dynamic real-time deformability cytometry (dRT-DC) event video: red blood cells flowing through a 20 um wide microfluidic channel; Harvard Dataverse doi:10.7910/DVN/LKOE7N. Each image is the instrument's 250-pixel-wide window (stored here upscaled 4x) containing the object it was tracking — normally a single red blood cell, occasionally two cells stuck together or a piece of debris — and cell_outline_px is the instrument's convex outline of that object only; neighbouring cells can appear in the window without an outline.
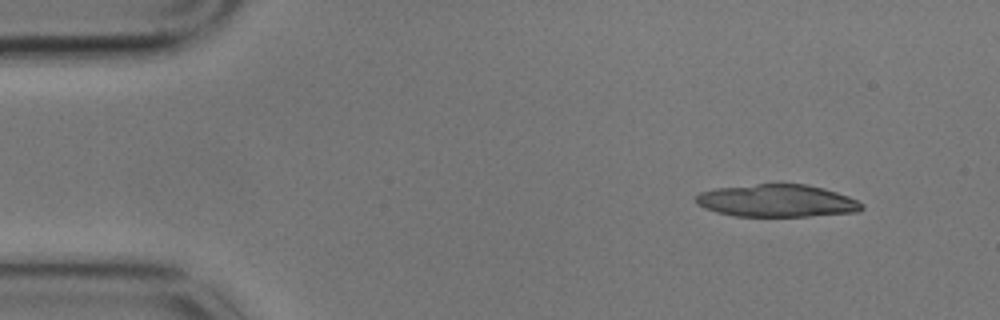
{"species": "common noctule bat (a hibernating species)", "species_latin": "Nyctalus noctula", "temperature_condition": "cold", "stored_images_in_passage": 4, "camera_frame_rate_fps": 3000, "um_per_image_px": 0.085, "animal": {"sex": "male", "body_mass_g": 17.9}, "frame": {"image": 1, "passage_image": 1, "time_ms": 0.0, "image_size_px": [1000, 320], "cell_outline_px": [[864, 208], [860, 212], [808, 216], [732, 216], [716, 212], [704, 208], [696, 204], [696, 196], [700, 192], [716, 188], [756, 184], [808, 184], [824, 188], [848, 196], [864, 204]], "centroid_in_image_um": [66.05, 17.07], "position_along_channel_um": 18.9, "area_um2": 31.56}}